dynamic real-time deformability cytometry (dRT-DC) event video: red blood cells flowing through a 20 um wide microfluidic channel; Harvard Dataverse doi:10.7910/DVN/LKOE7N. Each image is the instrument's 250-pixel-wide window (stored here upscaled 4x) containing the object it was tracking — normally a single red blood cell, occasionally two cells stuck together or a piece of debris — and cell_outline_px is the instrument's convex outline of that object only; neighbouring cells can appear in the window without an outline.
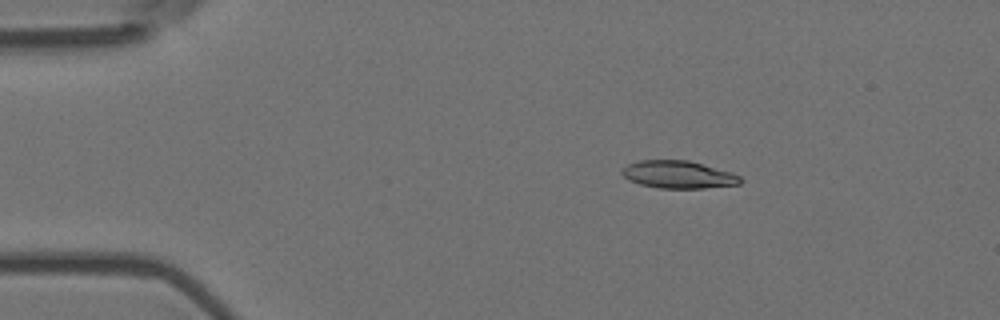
{"species": "Egyptian fruit bat (a non-hibernating species)", "species_latin": "Rousettus aegyptiacus", "temperature_condition": "room temperature", "stored_images_in_passage": 3, "camera_frame_rate_fps": 3000, "um_per_image_px": 0.085, "animal": {"sex": "female"}, "frame": {"image": 1, "passage_image": 1, "time_ms": 0.0, "image_size_px": [1000, 320], "cell_outline_px": [[744, 180], [740, 184], [704, 188], [660, 188], [640, 184], [628, 180], [620, 172], [628, 164], [640, 160], [688, 160], [732, 172], [740, 176]], "centroid_in_image_um": [57.68, 14.84], "position_along_channel_um": 27.3, "area_um2": 19.02}}
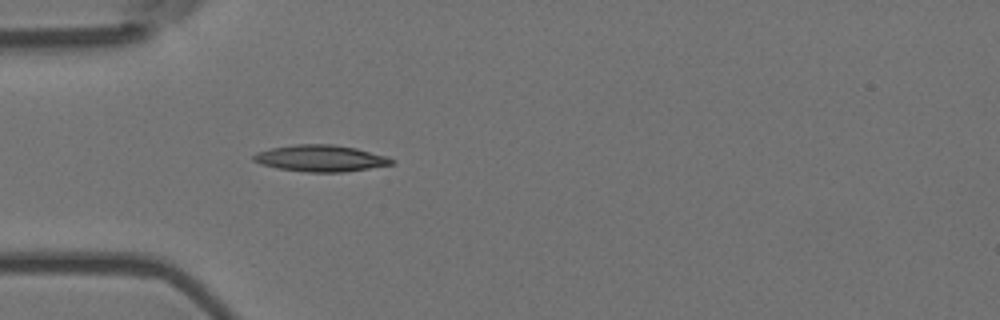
{"frame": {"image": 2, "passage_image": 3, "time_ms": 0.667, "image_size_px": [1000, 320], "cell_outline_px": [[396, 160], [392, 164], [344, 172], [308, 172], [276, 168], [260, 164], [252, 160], [252, 156], [256, 152], [272, 148], [296, 144], [332, 144], [356, 148], [388, 156]], "centroid_in_image_um": [27.24, 13.45], "position_along_channel_um": 57.8, "area_um2": 21.39}}